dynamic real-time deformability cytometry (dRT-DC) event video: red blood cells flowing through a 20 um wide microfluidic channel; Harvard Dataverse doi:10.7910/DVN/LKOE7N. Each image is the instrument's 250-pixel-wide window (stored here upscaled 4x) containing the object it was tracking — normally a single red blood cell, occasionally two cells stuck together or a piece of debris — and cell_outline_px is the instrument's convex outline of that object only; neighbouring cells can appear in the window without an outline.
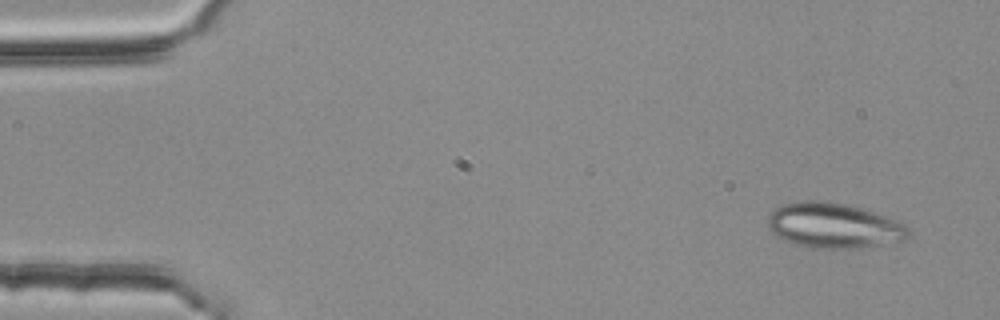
{"species": "common noctule bat (a hibernating species)", "species_latin": "Nyctalus noctula", "temperature_condition": "room temperature", "stored_images_in_passage": 52, "camera_frame_rate_fps": 3000, "um_per_image_px": 0.085, "animal": {"sex": "female", "body_mass_g": 25.1}, "frame": {"image": 1, "passage_image": 3, "time_ms": 0.667, "image_size_px": [1000, 320], "cell_outline_px": [[912, 232], [908, 240], [860, 248], [812, 248], [796, 244], [776, 236], [768, 228], [768, 212], [780, 204], [804, 200], [816, 200], [844, 204], [864, 208], [896, 220], [904, 224]], "centroid_in_image_um": [70.88, 19.17], "position_along_channel_um": 14.1, "area_um2": 37.45}}
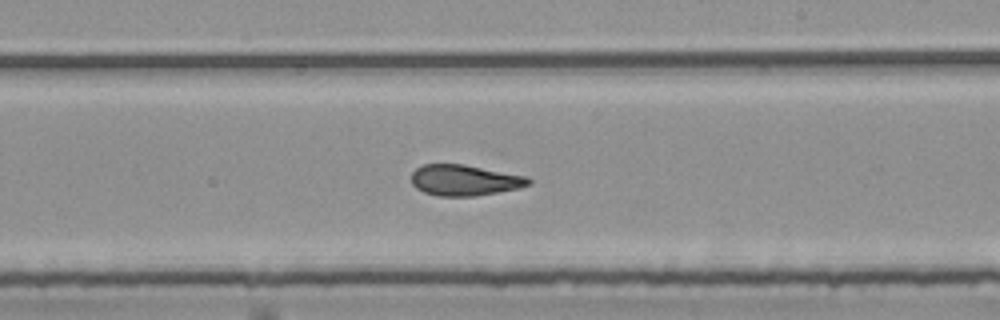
{"frame": {"image": 2, "passage_image": 31, "time_ms": 10.0, "image_size_px": [1000, 320], "cell_outline_px": [[532, 184], [520, 188], [476, 196], [436, 196], [424, 192], [416, 188], [412, 184], [412, 172], [416, 168], [424, 164], [464, 164], [528, 176], [532, 180]], "centroid_in_image_um": [39.52, 15.32], "position_along_channel_um": 249.5, "area_um2": 21.33}}
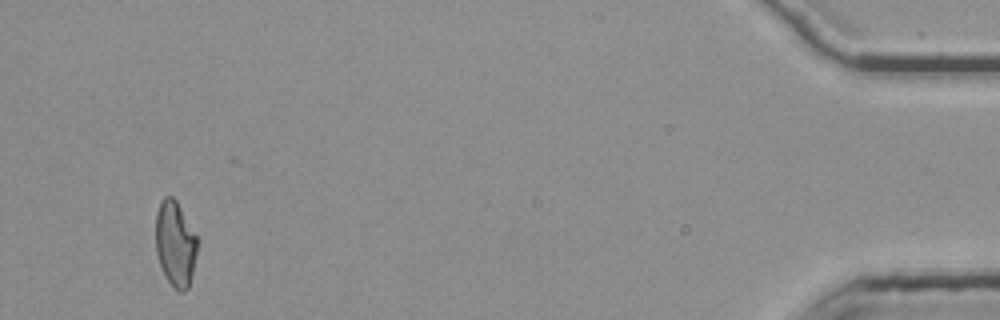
{"frame": {"image": 3, "passage_image": 51, "time_ms": 16.667, "image_size_px": [1000, 320], "cell_outline_px": [[196, 252], [192, 276], [188, 288], [184, 292], [176, 292], [172, 288], [160, 264], [156, 252], [156, 212], [160, 200], [164, 196], [172, 196], [176, 200], [196, 236]], "centroid_in_image_um": [14.88, 20.74], "position_along_channel_um": 420.3, "area_um2": 20.58}}